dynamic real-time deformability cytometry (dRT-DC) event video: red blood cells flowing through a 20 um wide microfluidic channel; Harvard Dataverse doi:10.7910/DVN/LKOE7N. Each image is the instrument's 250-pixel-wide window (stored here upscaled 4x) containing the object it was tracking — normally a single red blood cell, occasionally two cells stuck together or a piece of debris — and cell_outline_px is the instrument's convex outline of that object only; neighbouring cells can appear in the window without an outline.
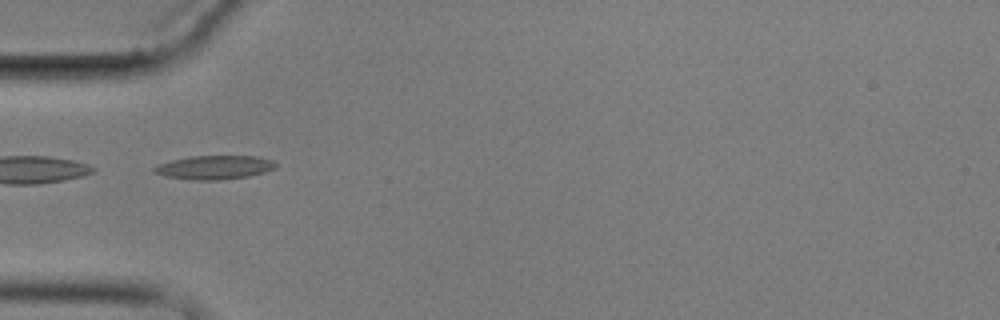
{"species": "common noctule bat (a hibernating species)", "species_latin": "Nyctalus noctula", "temperature_condition": "cold", "stored_images_in_passage": 7, "camera_frame_rate_fps": 3000, "um_per_image_px": 0.085, "animal": {"sex": "male", "body_mass_g": 17.9}, "frame": {"image": 1, "passage_image": 5, "time_ms": 4.667, "image_size_px": [1000, 320], "cell_outline_px": [[276, 168], [264, 172], [248, 176], [220, 180], [192, 180], [164, 176], [156, 172], [152, 168], [160, 164], [172, 160], [192, 156], [256, 156], [272, 160], [276, 164]], "centroid_in_image_um": [18.24, 14.23], "position_along_channel_um": 66.8, "area_um2": 16.7}}
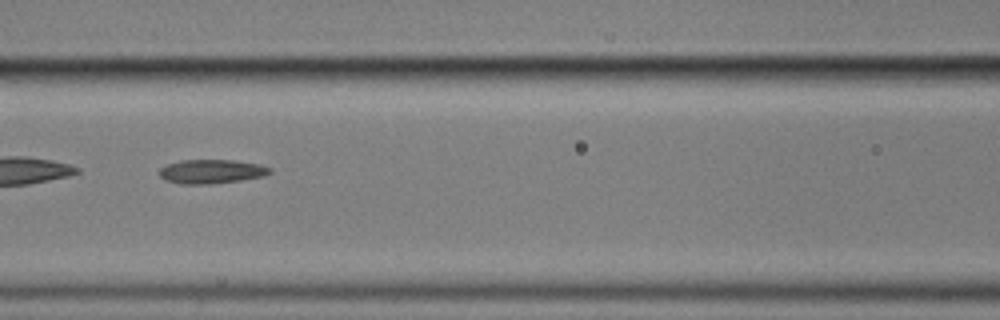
{"frame": {"image": 2, "passage_image": 7, "time_ms": 7.0, "image_size_px": [1000, 320], "cell_outline_px": [[272, 172], [264, 176], [240, 180], [208, 184], [180, 184], [164, 180], [156, 172], [160, 168], [168, 164], [180, 160], [236, 160], [260, 164], [272, 168]], "centroid_in_image_um": [17.95, 14.57], "position_along_channel_um": 148.6, "area_um2": 15.66}}